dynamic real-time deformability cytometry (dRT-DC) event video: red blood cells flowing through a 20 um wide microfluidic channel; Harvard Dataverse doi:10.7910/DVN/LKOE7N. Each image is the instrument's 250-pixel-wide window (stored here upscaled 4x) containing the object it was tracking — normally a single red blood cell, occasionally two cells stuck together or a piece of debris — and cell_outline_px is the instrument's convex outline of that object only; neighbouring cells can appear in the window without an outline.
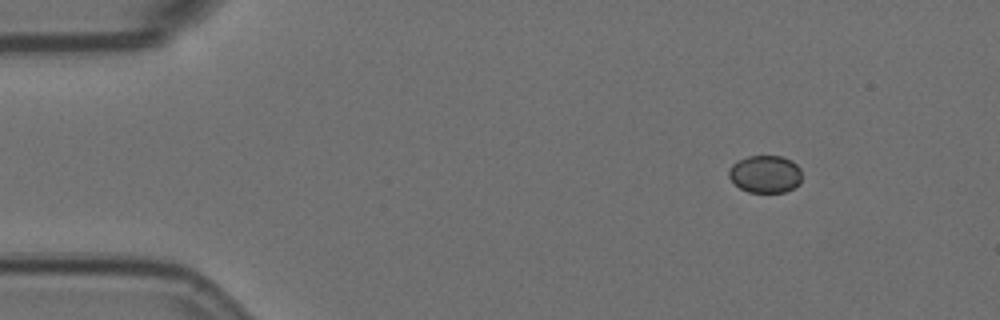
{"species": "Egyptian fruit bat (a non-hibernating species)", "species_latin": "Rousettus aegyptiacus", "temperature_condition": "room temperature", "stored_images_in_passage": 11, "camera_frame_rate_fps": 3000, "um_per_image_px": 0.085, "animal": {"sex": "female"}, "frame": {"image": 1, "passage_image": 2, "time_ms": 0.333, "image_size_px": [1000, 320], "cell_outline_px": [[800, 184], [784, 192], [748, 192], [740, 188], [728, 176], [728, 168], [732, 164], [748, 156], [780, 156], [792, 160], [800, 168]], "centroid_in_image_um": [65.04, 14.79], "position_along_channel_um": 20.0, "area_um2": 15.9}}
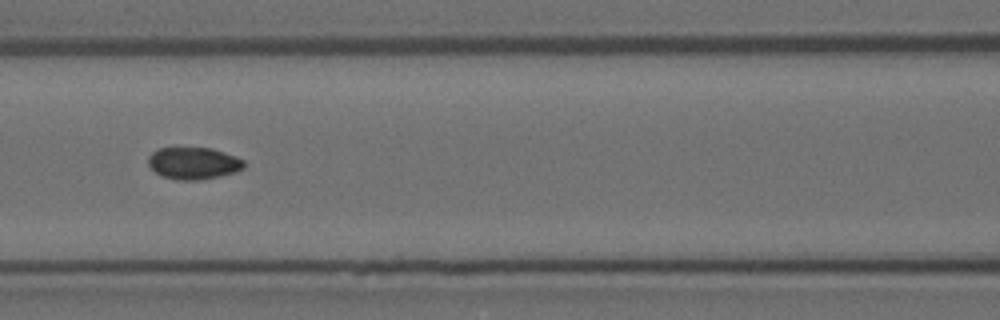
{"frame": {"image": 2, "passage_image": 7, "time_ms": 2.0, "image_size_px": [1000, 320], "cell_outline_px": [[244, 168], [236, 172], [220, 176], [200, 180], [176, 180], [160, 176], [148, 164], [148, 156], [156, 148], [212, 148], [236, 156], [244, 160]], "centroid_in_image_um": [16.44, 13.88], "position_along_channel_um": 150.2, "area_um2": 18.03}}
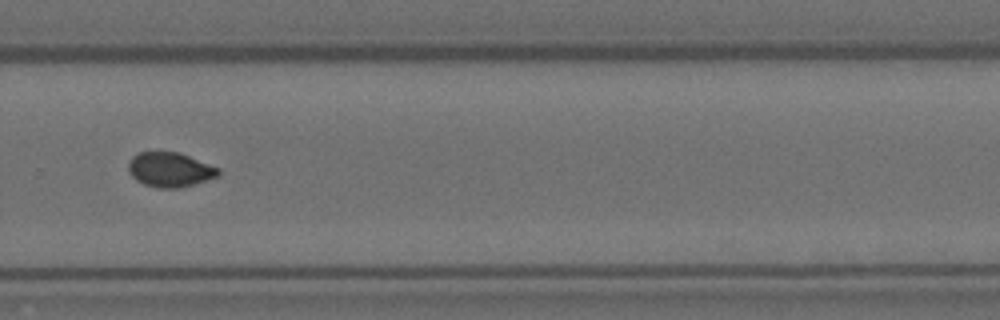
{"frame": {"image": 3, "passage_image": 11, "time_ms": 3.333, "image_size_px": [1000, 320], "cell_outline_px": [[220, 176], [180, 188], [160, 188], [144, 184], [136, 180], [128, 172], [128, 164], [132, 156], [136, 152], [180, 152], [220, 168]], "centroid_in_image_um": [14.45, 14.41], "position_along_channel_um": 315.3, "area_um2": 18.32}}